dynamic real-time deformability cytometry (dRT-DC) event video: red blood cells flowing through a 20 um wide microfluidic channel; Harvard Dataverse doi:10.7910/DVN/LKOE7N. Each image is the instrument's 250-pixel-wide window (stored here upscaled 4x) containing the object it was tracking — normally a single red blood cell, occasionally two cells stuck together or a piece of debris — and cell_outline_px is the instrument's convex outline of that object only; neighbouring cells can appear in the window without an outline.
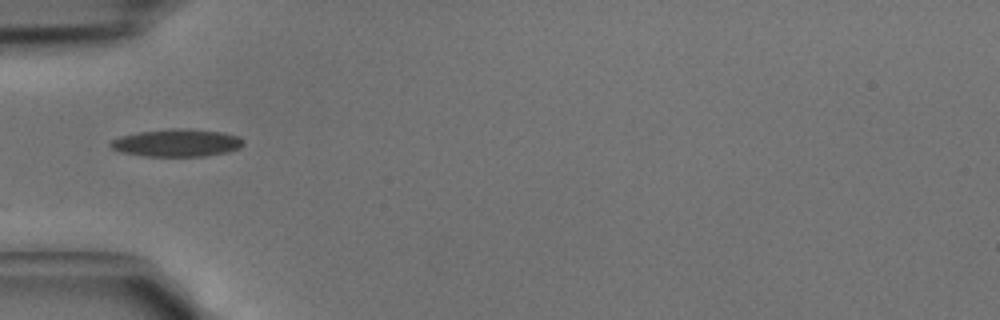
{"species": "common noctule bat (a hibernating species)", "species_latin": "Nyctalus noctula", "temperature_condition": "cold", "stored_images_in_passage": 2, "camera_frame_rate_fps": 3000, "um_per_image_px": 0.085, "animal": {"sex": "male", "body_mass_g": 15.6}, "frame": {"image": 1, "passage_image": 1, "time_ms": 0.0, "image_size_px": [1000, 320], "cell_outline_px": [[244, 144], [240, 148], [228, 152], [204, 156], [144, 156], [124, 152], [112, 148], [108, 144], [112, 140], [120, 136], [140, 132], [172, 128], [184, 128], [224, 132], [240, 136], [244, 140]], "centroid_in_image_um": [15.09, 12.13], "position_along_channel_um": 69.9, "area_um2": 21.39}}